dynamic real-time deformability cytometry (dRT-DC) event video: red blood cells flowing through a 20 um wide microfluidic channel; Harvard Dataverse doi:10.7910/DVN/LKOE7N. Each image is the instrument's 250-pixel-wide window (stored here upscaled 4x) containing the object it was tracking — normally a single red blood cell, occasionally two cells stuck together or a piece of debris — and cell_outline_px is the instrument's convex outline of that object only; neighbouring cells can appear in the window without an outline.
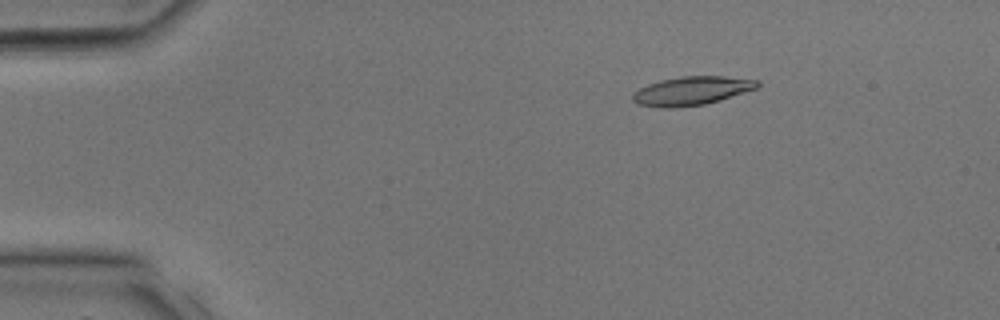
{"species": "common noctule bat (a hibernating species)", "species_latin": "Nyctalus noctula", "temperature_condition": "room temperature", "stored_images_in_passage": 1, "camera_frame_rate_fps": 3000, "um_per_image_px": 0.085, "animal": {"sex": "male", "body_mass_g": 17.9, "forearm_length_mm": 54.2}, "frame": {"image": 1, "passage_image": 1, "time_ms": 0.0, "image_size_px": [1000, 320], "cell_outline_px": [[744, 88], [724, 96], [712, 100], [692, 104], [656, 104], [676, 80], [732, 80]], "centroid_in_image_um": [59.33, 7.76], "position_along_channel_um": 25.7, "area_um2": 10.64}}